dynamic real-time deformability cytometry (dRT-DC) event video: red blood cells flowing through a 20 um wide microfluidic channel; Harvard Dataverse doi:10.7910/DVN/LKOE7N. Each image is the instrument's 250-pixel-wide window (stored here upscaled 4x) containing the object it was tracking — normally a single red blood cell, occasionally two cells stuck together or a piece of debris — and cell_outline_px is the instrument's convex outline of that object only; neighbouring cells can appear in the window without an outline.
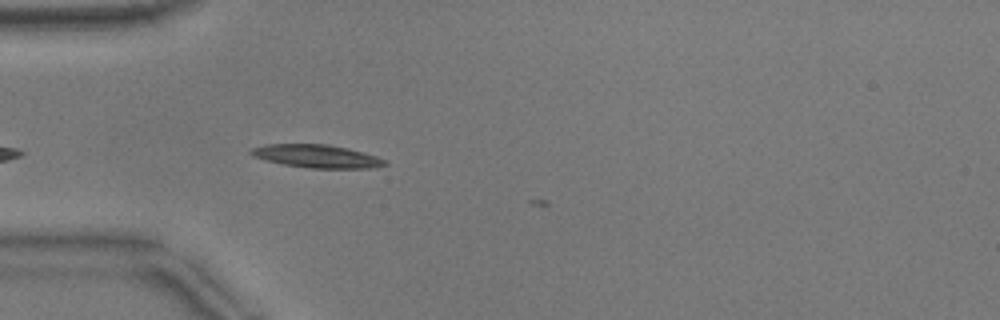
{"species": "common noctule bat (a hibernating species)", "species_latin": "Nyctalus noctula", "temperature_condition": "warm", "stored_images_in_passage": 3, "camera_frame_rate_fps": 3000, "um_per_image_px": 0.085, "animal": {"sex": "male", "body_mass_g": 17.9}, "frame": {"image": 1, "passage_image": 1, "time_ms": 0.0, "image_size_px": [1000, 320], "cell_outline_px": [[388, 164], [368, 168], [308, 168], [284, 164], [264, 160], [252, 156], [248, 152], [252, 148], [264, 144], [328, 144], [348, 148], [364, 152], [376, 156], [384, 160]], "centroid_in_image_um": [26.88, 13.27], "position_along_channel_um": 58.1, "area_um2": 17.98}}